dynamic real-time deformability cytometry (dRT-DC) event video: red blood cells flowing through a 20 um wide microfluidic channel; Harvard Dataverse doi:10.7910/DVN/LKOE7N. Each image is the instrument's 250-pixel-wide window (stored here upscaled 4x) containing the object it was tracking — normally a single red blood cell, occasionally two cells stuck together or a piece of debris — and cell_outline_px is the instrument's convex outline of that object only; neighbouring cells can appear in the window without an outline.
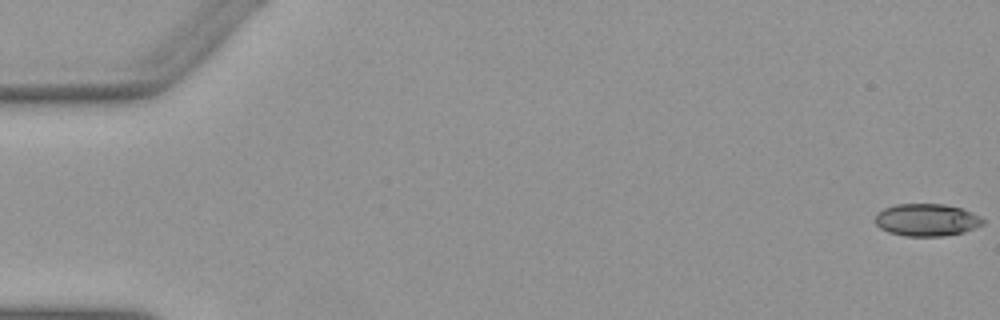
{"species": "Egyptian fruit bat (a non-hibernating species)", "species_latin": "Rousettus aegyptiacus", "temperature_condition": "warm", "stored_images_in_passage": 53, "camera_frame_rate_fps": 3000, "um_per_image_px": 0.085, "animal": {"sex": "female"}, "frame": {"image": 1, "passage_image": 1, "time_ms": 0.0, "image_size_px": [1000, 320], "cell_outline_px": [[984, 224], [976, 228], [964, 232], [944, 236], [904, 236], [888, 232], [880, 228], [876, 224], [876, 212], [884, 208], [896, 204], [944, 204], [960, 208], [980, 216], [984, 220]], "centroid_in_image_um": [78.76, 18.7], "position_along_channel_um": 6.2, "area_um2": 20.4}}
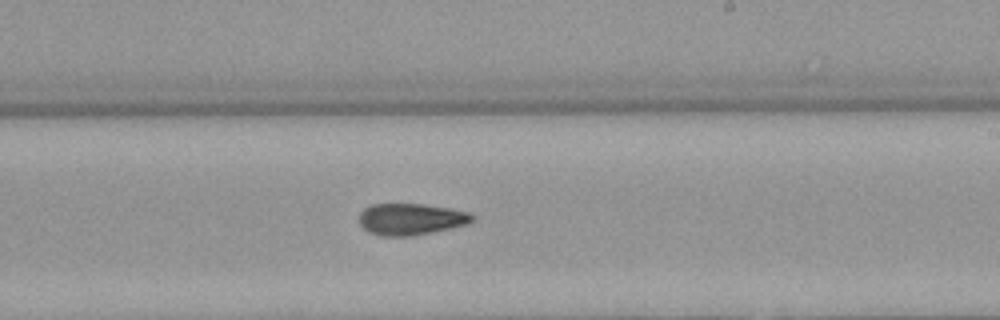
{"frame": {"image": 2, "passage_image": 32, "time_ms": 10.333, "image_size_px": [1000, 320], "cell_outline_px": [[476, 216], [468, 224], [452, 228], [416, 236], [380, 236], [368, 232], [360, 224], [360, 212], [364, 208], [372, 204], [424, 204], [472, 212]], "centroid_in_image_um": [34.96, 18.64], "position_along_channel_um": 254.0, "area_um2": 21.1}}
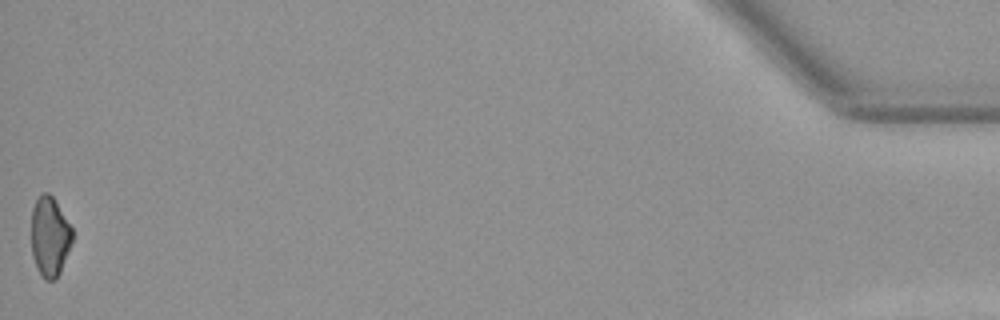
{"frame": {"image": 3, "passage_image": 53, "time_ms": 17.333, "image_size_px": [1000, 320], "cell_outline_px": [[72, 244], [60, 272], [56, 280], [44, 280], [36, 268], [32, 256], [32, 208], [36, 200], [44, 192], [48, 192], [52, 196], [72, 228]], "centroid_in_image_um": [4.23, 20.15], "position_along_channel_um": 431.0, "area_um2": 19.02}, "authors_computed_cell_mechanics": {"area_um2": 20.7502, "velocity_mm_per_s": 3.9248, "shape_relaxation_time_tau1_ms": null, "shape_relaxation_time_tau2_ms": 4.4933, "deformation_change_tau1": null, "deformation_change_tau2": 0.1115}}